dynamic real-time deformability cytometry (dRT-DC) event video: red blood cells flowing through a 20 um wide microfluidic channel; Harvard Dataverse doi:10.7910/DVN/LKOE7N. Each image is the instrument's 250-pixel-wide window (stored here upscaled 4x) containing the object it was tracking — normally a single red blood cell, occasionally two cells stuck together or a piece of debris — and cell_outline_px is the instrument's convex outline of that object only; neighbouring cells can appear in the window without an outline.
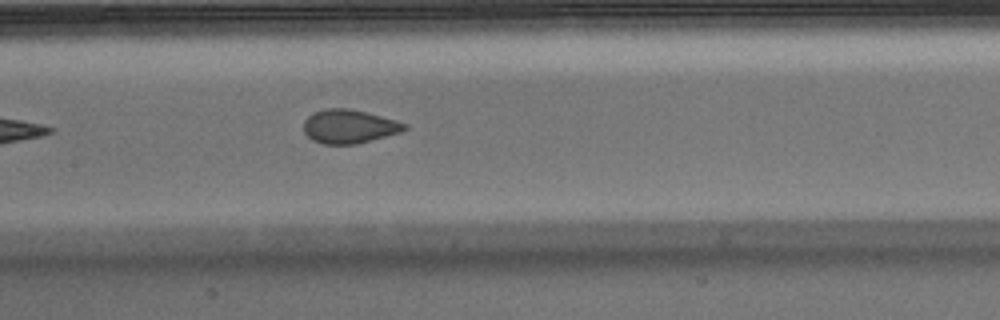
{"species": "Egyptian fruit bat (a non-hibernating species)", "species_latin": "Rousettus aegyptiacus", "temperature_condition": "warm", "stored_images_in_passage": 5, "camera_frame_rate_fps": 3000, "um_per_image_px": 0.085, "animal": {"sex": "male"}, "frame": {"image": 1, "passage_image": 5, "time_ms": 1.333, "image_size_px": [1000, 320], "cell_outline_px": [[408, 128], [400, 132], [356, 144], [324, 144], [312, 140], [304, 132], [304, 120], [308, 116], [316, 112], [328, 108], [348, 108], [396, 120], [408, 124]], "centroid_in_image_um": [29.67, 10.75], "position_along_channel_um": 177.7, "area_um2": 19.59}}